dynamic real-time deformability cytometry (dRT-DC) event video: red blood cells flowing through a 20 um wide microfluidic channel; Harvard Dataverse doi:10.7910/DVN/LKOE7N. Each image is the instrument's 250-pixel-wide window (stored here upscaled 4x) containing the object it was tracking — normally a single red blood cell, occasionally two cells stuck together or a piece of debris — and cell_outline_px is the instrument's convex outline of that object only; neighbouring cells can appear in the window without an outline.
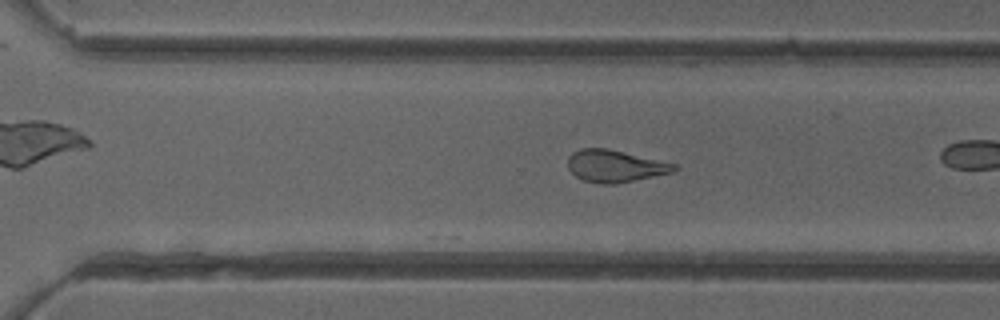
{"species": "common noctule bat (a hibernating species)", "species_latin": "Nyctalus noctula", "temperature_condition": "cold", "stored_images_in_passage": 30, "camera_frame_rate_fps": 3000, "um_per_image_px": 0.085, "animal": {"sex": "female"}, "frame": {"image": 1, "passage_image": 24, "time_ms": 7.667, "image_size_px": [1000, 320], "cell_outline_px": [[676, 168], [672, 172], [612, 184], [604, 184], [584, 180], [576, 176], [568, 168], [568, 156], [572, 152], [580, 148], [608, 148], [676, 164]], "centroid_in_image_um": [52.22, 14.09], "position_along_channel_um": 318.4, "area_um2": 19.54}}